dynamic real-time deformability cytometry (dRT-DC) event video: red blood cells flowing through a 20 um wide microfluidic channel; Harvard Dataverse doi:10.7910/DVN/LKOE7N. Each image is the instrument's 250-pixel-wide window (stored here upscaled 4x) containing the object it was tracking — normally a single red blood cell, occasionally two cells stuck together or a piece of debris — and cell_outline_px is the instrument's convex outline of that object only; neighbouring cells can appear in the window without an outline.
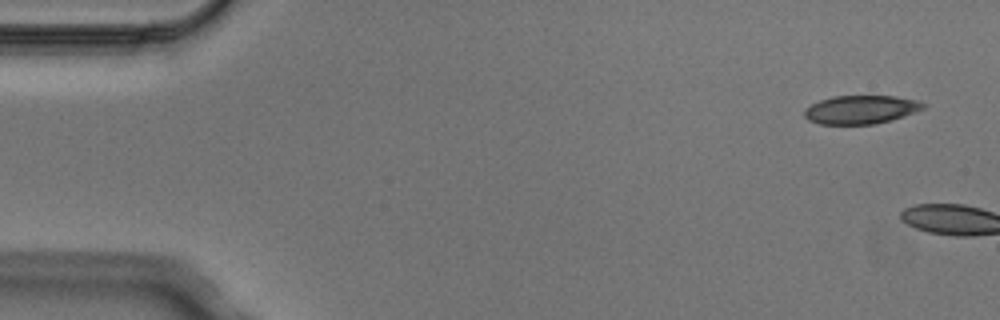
{"species": "Egyptian fruit bat (a non-hibernating species)", "species_latin": "Rousettus aegyptiacus", "temperature_condition": "cold", "stored_images_in_passage": 5, "camera_frame_rate_fps": 3000, "um_per_image_px": 0.085, "animal": {"sex": "male"}, "frame": {"image": 1, "passage_image": 1, "time_ms": 0.0, "image_size_px": [1000, 320], "cell_outline_px": [[928, 104], [924, 108], [904, 116], [892, 120], [876, 124], [820, 124], [808, 120], [804, 116], [804, 108], [820, 100], [832, 96], [896, 96], [920, 100]], "centroid_in_image_um": [73.2, 9.31], "position_along_channel_um": 11.8, "area_um2": 19.94}}